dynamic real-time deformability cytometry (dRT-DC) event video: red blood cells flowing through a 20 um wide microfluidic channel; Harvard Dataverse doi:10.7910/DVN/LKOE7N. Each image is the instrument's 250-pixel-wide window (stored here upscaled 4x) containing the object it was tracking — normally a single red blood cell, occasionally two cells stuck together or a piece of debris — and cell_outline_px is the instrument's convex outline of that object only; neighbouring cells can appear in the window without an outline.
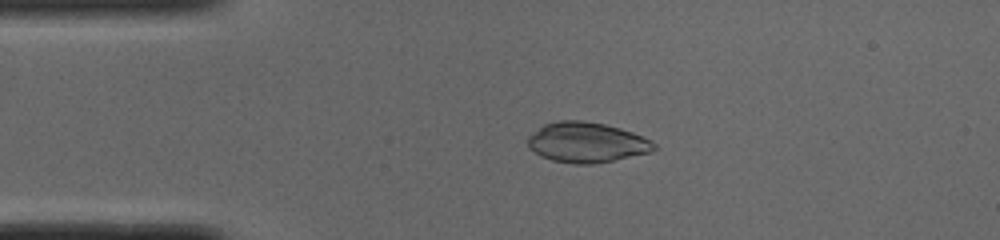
{"species": "common noctule bat (a hibernating species)", "species_latin": "Nyctalus noctula", "temperature_condition": "cold", "stored_images_in_passage": 40, "camera_frame_rate_fps": 3000, "um_per_image_px": 0.085, "animal": {"sex": "male", "body_mass_g": 19.0, "forearm_length_mm": 50.8}, "frame": {"image": 1, "passage_image": 1, "time_ms": 0.0, "image_size_px": [1000, 240], "cell_outline_px": [[660, 148], [652, 152], [592, 164], [572, 164], [552, 160], [540, 156], [528, 148], [528, 136], [544, 124], [560, 120], [580, 120], [604, 124], [620, 128], [632, 132], [656, 144]], "centroid_in_image_um": [49.85, 12.11], "position_along_channel_um": 35.1, "area_um2": 29.54}}
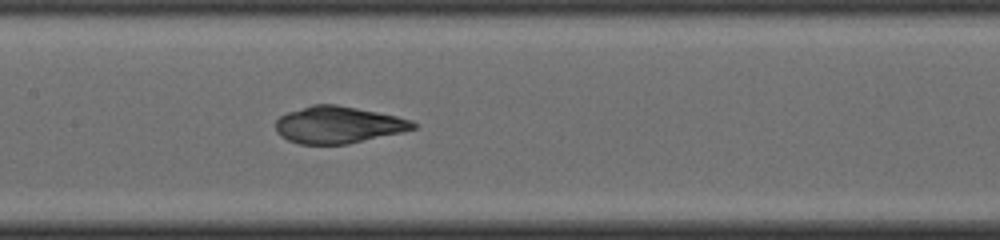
{"frame": {"image": 2, "passage_image": 14, "time_ms": 4.333, "image_size_px": [1000, 240], "cell_outline_px": [[416, 128], [404, 132], [348, 144], [300, 144], [288, 140], [280, 136], [276, 132], [276, 120], [280, 116], [288, 112], [312, 104], [336, 104], [396, 116], [412, 120], [416, 124]], "centroid_in_image_um": [28.74, 10.62], "position_along_channel_um": 178.7, "area_um2": 29.59}}
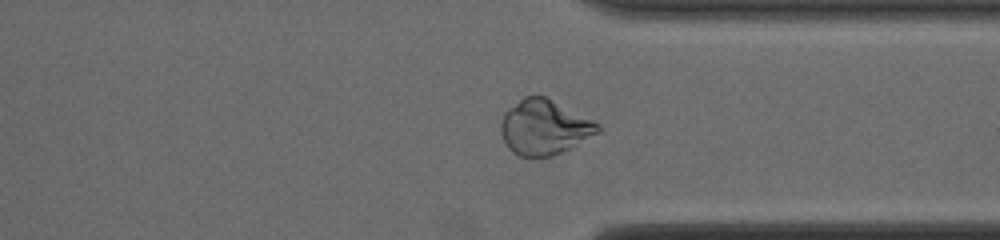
{"frame": {"image": 3, "passage_image": 28, "time_ms": 9.0, "image_size_px": [1000, 240], "cell_outline_px": [[600, 132], [552, 156], [520, 156], [512, 152], [508, 148], [500, 132], [500, 124], [504, 112], [524, 96], [544, 96], [600, 124]], "centroid_in_image_um": [46.22, 10.82], "position_along_channel_um": 365.2, "area_um2": 30.52}}